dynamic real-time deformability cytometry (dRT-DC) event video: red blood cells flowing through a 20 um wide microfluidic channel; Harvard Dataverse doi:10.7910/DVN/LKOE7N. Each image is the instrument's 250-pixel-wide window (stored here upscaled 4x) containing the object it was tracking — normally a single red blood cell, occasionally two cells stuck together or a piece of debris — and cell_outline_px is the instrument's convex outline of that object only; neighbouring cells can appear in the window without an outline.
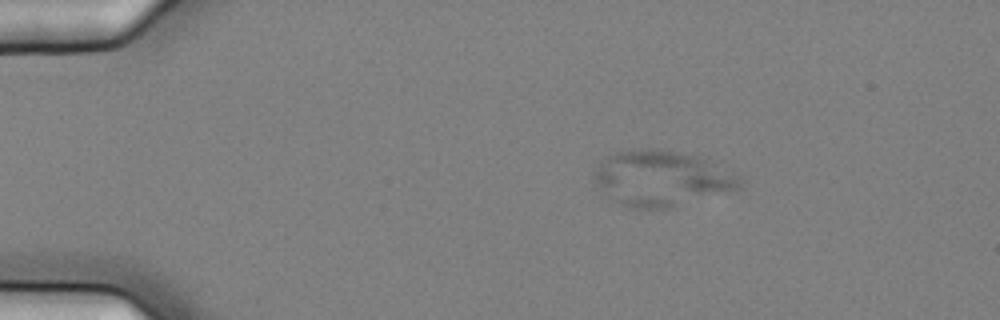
{"species": "common noctule bat (a hibernating species)", "species_latin": "Nyctalus noctula", "temperature_condition": "cold", "stored_images_in_passage": 4, "camera_frame_rate_fps": 3000, "um_per_image_px": 0.085, "animal": {"sex": "female", "body_mass_g": 25.1}, "frame": {"image": 1, "passage_image": 2, "time_ms": 0.333, "image_size_px": [1000, 320], "cell_outline_px": [[744, 184], [736, 192], [672, 208], [632, 208], [620, 204], [596, 184], [592, 180], [592, 176], [600, 164], [608, 156], [616, 152], [640, 148], [648, 148], [696, 156], [708, 160], [740, 176]], "centroid_in_image_um": [56.33, 15.2], "position_along_channel_um": 28.7, "area_um2": 47.22}}